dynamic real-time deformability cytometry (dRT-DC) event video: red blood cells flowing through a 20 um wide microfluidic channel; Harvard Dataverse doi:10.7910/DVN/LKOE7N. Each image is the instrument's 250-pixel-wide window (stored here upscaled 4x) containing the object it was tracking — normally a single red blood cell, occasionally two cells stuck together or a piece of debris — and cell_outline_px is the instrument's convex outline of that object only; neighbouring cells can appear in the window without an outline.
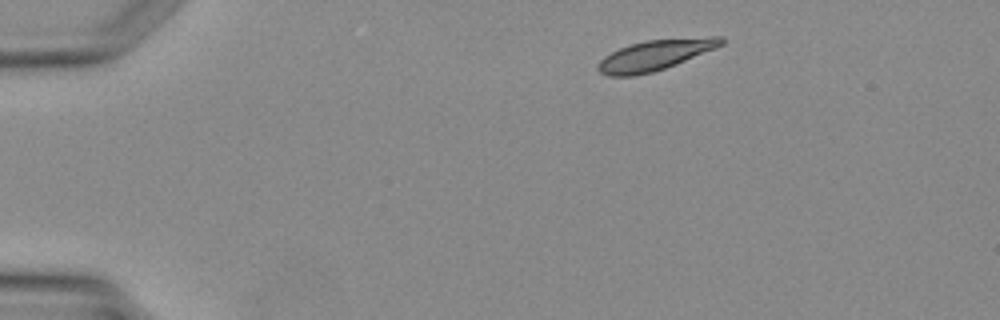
{"species": "Egyptian fruit bat (a non-hibernating species)", "species_latin": "Rousettus aegyptiacus", "temperature_condition": "warm", "stored_images_in_passage": 3, "camera_frame_rate_fps": 3000, "um_per_image_px": 0.085, "animal": {"sex": "female"}, "frame": {"image": 1, "passage_image": 1, "time_ms": 0.0, "image_size_px": [1000, 320], "cell_outline_px": [[724, 44], [716, 48], [676, 64], [652, 72], [632, 76], [608, 76], [600, 72], [596, 68], [596, 64], [604, 56], [620, 48], [644, 40], [712, 36], [724, 36]], "centroid_in_image_um": [55.69, 4.67], "position_along_channel_um": 29.3, "area_um2": 21.91}}